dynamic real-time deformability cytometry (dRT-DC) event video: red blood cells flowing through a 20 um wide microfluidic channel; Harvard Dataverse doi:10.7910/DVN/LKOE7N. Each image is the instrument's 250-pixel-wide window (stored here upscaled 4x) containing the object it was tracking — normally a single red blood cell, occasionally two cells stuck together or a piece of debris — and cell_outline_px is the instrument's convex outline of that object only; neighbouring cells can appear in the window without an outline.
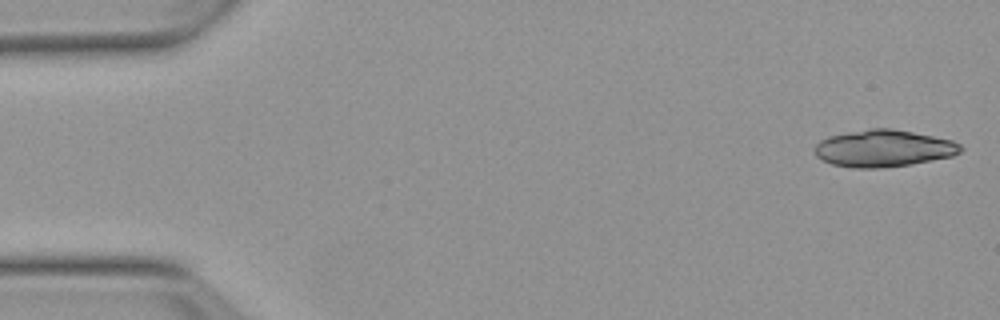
{"species": "Egyptian fruit bat (a non-hibernating species)", "species_latin": "Rousettus aegyptiacus", "temperature_condition": "warm", "stored_images_in_passage": 16, "camera_frame_rate_fps": 3000, "um_per_image_px": 0.085, "animal": {"sex": "female"}, "frame": {"image": 1, "passage_image": 1, "time_ms": 0.0, "image_size_px": [1000, 320], "cell_outline_px": [[964, 148], [960, 152], [952, 156], [912, 164], [884, 168], [852, 168], [832, 164], [816, 156], [816, 144], [820, 140], [828, 136], [868, 128], [892, 128], [952, 140], [960, 144]], "centroid_in_image_um": [75.11, 12.61], "position_along_channel_um": 9.9, "area_um2": 31.44}}
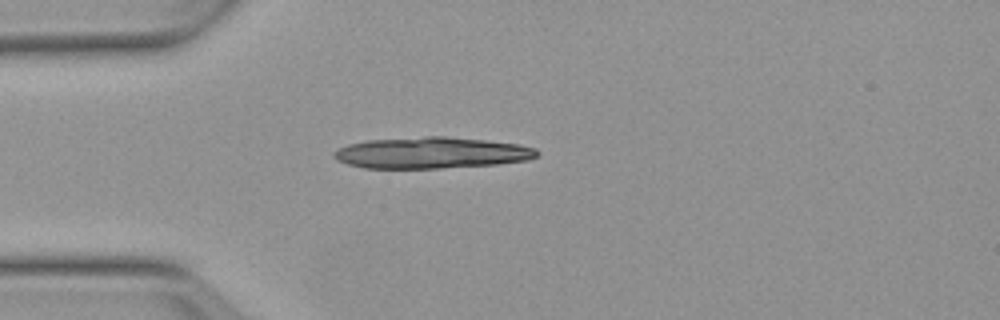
{"frame": {"image": 2, "passage_image": 13, "time_ms": 4.0, "image_size_px": [1000, 320], "cell_outline_px": [[540, 152], [536, 156], [528, 160], [500, 164], [440, 168], [364, 168], [348, 164], [336, 160], [332, 156], [332, 152], [348, 144], [368, 140], [428, 136], [444, 136], [484, 140], [520, 144], [536, 148]], "centroid_in_image_um": [36.69, 12.99], "position_along_channel_um": 48.3, "area_um2": 37.17}}